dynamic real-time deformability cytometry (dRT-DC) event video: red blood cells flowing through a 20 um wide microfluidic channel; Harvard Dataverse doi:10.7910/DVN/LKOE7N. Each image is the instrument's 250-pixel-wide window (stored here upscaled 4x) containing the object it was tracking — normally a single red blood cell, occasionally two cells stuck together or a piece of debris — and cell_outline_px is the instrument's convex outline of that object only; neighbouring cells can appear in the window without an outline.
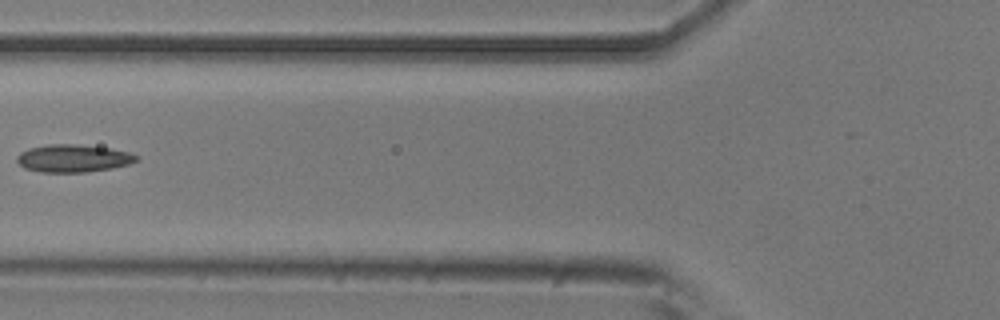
{"species": "common noctule bat (a hibernating species)", "species_latin": "Nyctalus noctula", "temperature_condition": "room temperature", "stored_images_in_passage": 5, "camera_frame_rate_fps": 3000, "um_per_image_px": 0.085, "animal": {"sex": "male", "body_mass_g": 20.5, "forearm_length_mm": 52.5}, "frame": {"image": 1, "passage_image": 5, "time_ms": 1.333, "image_size_px": [1000, 320], "cell_outline_px": [[140, 156], [136, 160], [128, 164], [112, 168], [84, 172], [40, 172], [24, 168], [16, 160], [16, 156], [20, 152], [28, 148], [48, 144], [76, 144], [112, 148], [128, 152]], "centroid_in_image_um": [6.2, 13.45], "position_along_channel_um": 119.6, "area_um2": 19.31}}